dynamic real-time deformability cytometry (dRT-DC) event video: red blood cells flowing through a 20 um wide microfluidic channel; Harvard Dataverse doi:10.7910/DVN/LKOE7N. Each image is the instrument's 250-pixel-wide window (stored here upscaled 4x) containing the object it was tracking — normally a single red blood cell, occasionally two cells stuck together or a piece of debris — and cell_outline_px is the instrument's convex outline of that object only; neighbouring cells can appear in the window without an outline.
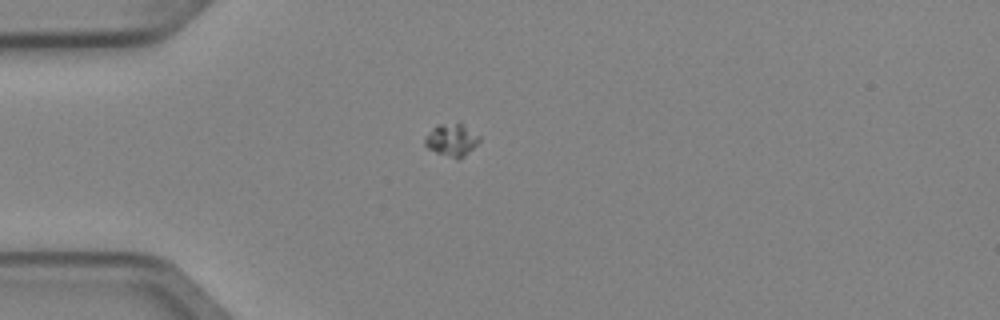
{"species": "Egyptian fruit bat (a non-hibernating species)", "species_latin": "Rousettus aegyptiacus", "temperature_condition": "cold", "stored_images_in_passage": 3, "camera_frame_rate_fps": 3000, "um_per_image_px": 0.085, "animal": {"sex": "female"}, "frame": {"image": 1, "passage_image": 2, "time_ms": 0.333, "image_size_px": [1000, 320], "cell_outline_px": [[480, 140], [464, 156], [456, 160], [436, 152], [428, 148], [424, 144], [424, 140], [432, 128], [436, 124], [460, 120], [480, 136]], "centroid_in_image_um": [38.4, 11.84], "position_along_channel_um": 46.6, "area_um2": 10.64}}